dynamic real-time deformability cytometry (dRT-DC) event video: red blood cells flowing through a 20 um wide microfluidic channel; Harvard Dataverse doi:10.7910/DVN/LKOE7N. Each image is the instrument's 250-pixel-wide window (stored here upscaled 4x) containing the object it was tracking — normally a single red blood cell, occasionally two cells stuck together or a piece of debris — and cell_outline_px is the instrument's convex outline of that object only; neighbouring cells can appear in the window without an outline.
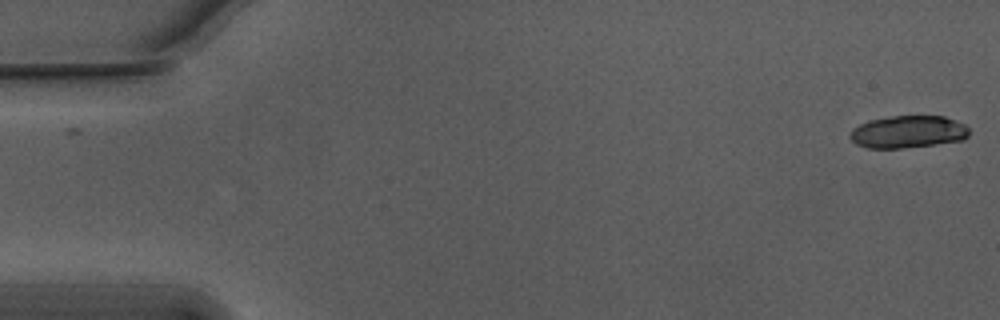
{"species": "Egyptian fruit bat (a non-hibernating species)", "species_latin": "Rousettus aegyptiacus", "temperature_condition": "warm", "stored_images_in_passage": 45, "camera_frame_rate_fps": 3000, "um_per_image_px": 0.085, "animal": {"sex": "male"}, "frame": {"image": 1, "passage_image": 1, "time_ms": 0.0, "image_size_px": [1000, 320], "cell_outline_px": [[968, 136], [964, 140], [900, 148], [868, 148], [856, 144], [848, 136], [860, 124], [872, 120], [892, 116], [944, 116], [964, 124], [968, 128]], "centroid_in_image_um": [77.2, 11.21], "position_along_channel_um": 7.8, "area_um2": 22.08}}
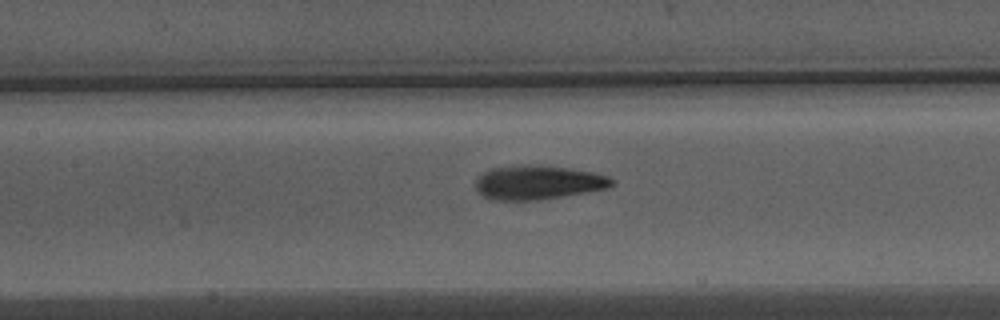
{"frame": {"image": 2, "passage_image": 25, "time_ms": 8.0, "image_size_px": [1000, 320], "cell_outline_px": [[616, 184], [608, 188], [536, 200], [492, 200], [484, 196], [476, 188], [476, 180], [488, 168], [564, 168], [592, 172], [608, 176]], "centroid_in_image_um": [45.75, 15.56], "position_along_channel_um": 161.7, "area_um2": 25.55}}
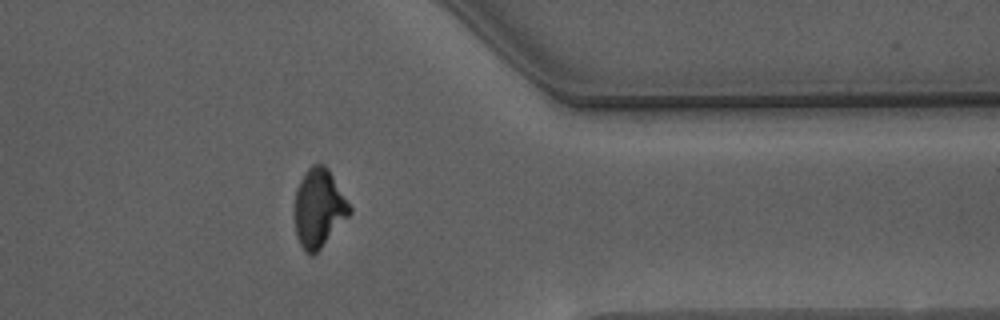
{"frame": {"image": 3, "passage_image": 44, "time_ms": 14.333, "image_size_px": [1000, 320], "cell_outline_px": [[352, 212], [320, 248], [312, 256], [304, 252], [296, 236], [296, 192], [300, 180], [308, 168], [312, 164], [324, 164], [328, 168], [352, 208]], "centroid_in_image_um": [27.11, 17.69], "position_along_channel_um": 384.3, "area_um2": 24.68}}